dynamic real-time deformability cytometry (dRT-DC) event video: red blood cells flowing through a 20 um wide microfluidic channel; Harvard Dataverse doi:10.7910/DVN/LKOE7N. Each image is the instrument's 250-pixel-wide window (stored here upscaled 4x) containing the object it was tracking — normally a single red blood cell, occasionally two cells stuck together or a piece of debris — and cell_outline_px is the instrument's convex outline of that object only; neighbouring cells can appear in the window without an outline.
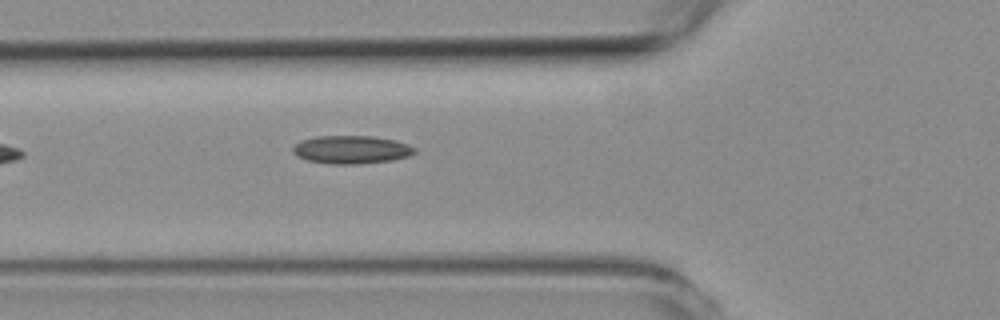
{"species": "common noctule bat (a hibernating species)", "species_latin": "Nyctalus noctula", "temperature_condition": "room temperature", "stored_images_in_passage": 5, "camera_frame_rate_fps": 3000, "um_per_image_px": 0.085, "animal": {"sex": "female", "body_mass_g": 19.3, "forearm_length_mm": 54.1}, "frame": {"image": 1, "passage_image": 5, "time_ms": 5.667, "image_size_px": [1000, 320], "cell_outline_px": [[416, 152], [408, 156], [392, 160], [356, 164], [332, 164], [308, 160], [296, 156], [292, 152], [292, 148], [300, 140], [316, 136], [372, 136], [396, 140], [416, 148]], "centroid_in_image_um": [29.85, 12.71], "position_along_channel_um": 96.0, "area_um2": 19.94}}